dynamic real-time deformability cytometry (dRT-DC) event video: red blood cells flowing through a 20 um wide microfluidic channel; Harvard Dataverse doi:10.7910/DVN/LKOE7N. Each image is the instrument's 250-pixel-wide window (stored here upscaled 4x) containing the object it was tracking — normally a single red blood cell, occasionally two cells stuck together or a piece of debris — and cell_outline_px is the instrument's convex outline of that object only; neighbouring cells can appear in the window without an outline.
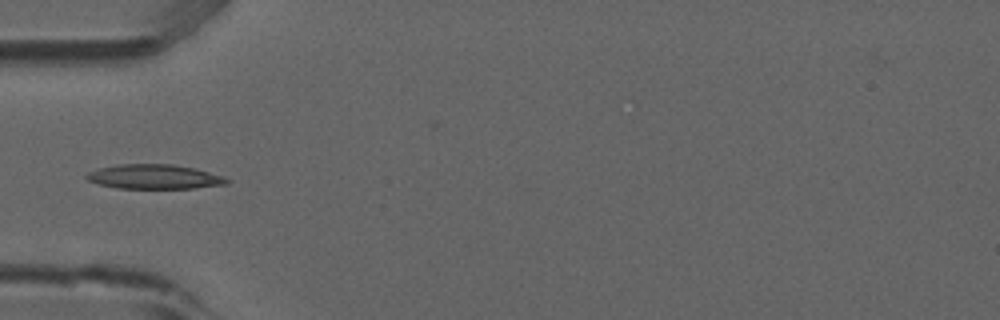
{"species": "common noctule bat (a hibernating species)", "species_latin": "Nyctalus noctula", "temperature_condition": "room temperature", "stored_images_in_passage": 4, "camera_frame_rate_fps": 3000, "um_per_image_px": 0.085, "animal": {"sex": "male", "forearm_length_mm": 52.5}, "frame": {"image": 1, "passage_image": 4, "time_ms": 1.0, "image_size_px": [1000, 320], "cell_outline_px": [[232, 180], [228, 184], [192, 188], [116, 188], [96, 184], [88, 180], [84, 176], [88, 172], [96, 168], [116, 164], [172, 164], [196, 168], [224, 176]], "centroid_in_image_um": [13.1, 15.01], "position_along_channel_um": 71.9, "area_um2": 20.35}}